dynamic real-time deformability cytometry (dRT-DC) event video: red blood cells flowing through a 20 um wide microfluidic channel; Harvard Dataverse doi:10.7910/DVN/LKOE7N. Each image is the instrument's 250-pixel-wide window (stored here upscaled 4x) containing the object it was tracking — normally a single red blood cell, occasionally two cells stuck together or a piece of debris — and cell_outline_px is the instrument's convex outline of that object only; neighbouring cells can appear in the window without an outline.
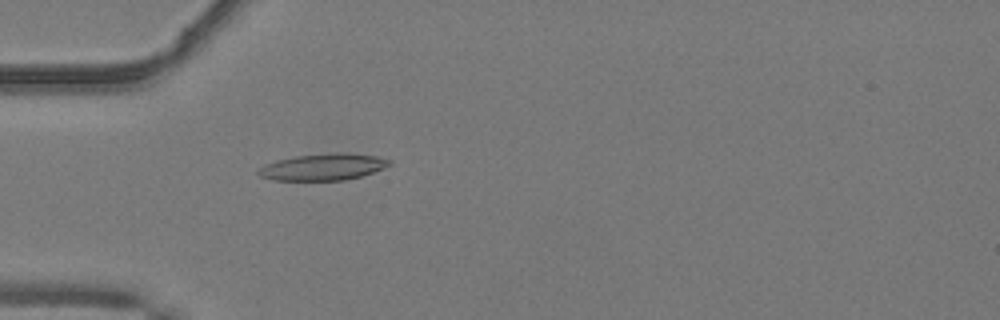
{"species": "common noctule bat (a hibernating species)", "species_latin": "Nyctalus noctula", "temperature_condition": "warm", "stored_images_in_passage": 52, "camera_frame_rate_fps": 3000, "um_per_image_px": 0.085, "animal": {"sex": "male", "body_mass_g": 19.2, "forearm_length_mm": 51.8}, "frame": {"image": 1, "passage_image": 17, "time_ms": 5.333, "image_size_px": [1000, 320], "cell_outline_px": [[392, 164], [384, 168], [360, 176], [344, 180], [276, 180], [260, 176], [256, 172], [264, 164], [276, 160], [296, 156], [336, 152], [348, 152], [376, 156], [392, 160]], "centroid_in_image_um": [27.48, 14.18], "position_along_channel_um": 57.5, "area_um2": 20.35}}
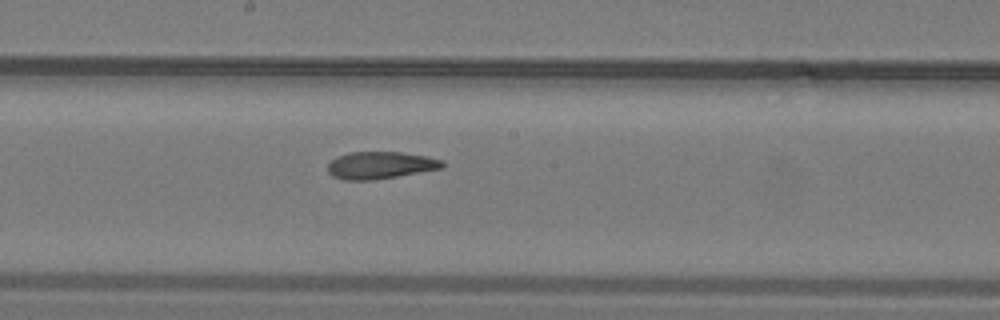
{"frame": {"image": 2, "passage_image": 29, "time_ms": 9.333, "image_size_px": [1000, 320], "cell_outline_px": [[444, 168], [372, 180], [344, 180], [332, 176], [328, 172], [328, 164], [336, 156], [348, 152], [400, 152], [428, 156], [444, 160]], "centroid_in_image_um": [32.33, 14.04], "position_along_channel_um": 215.9, "area_um2": 18.26}}
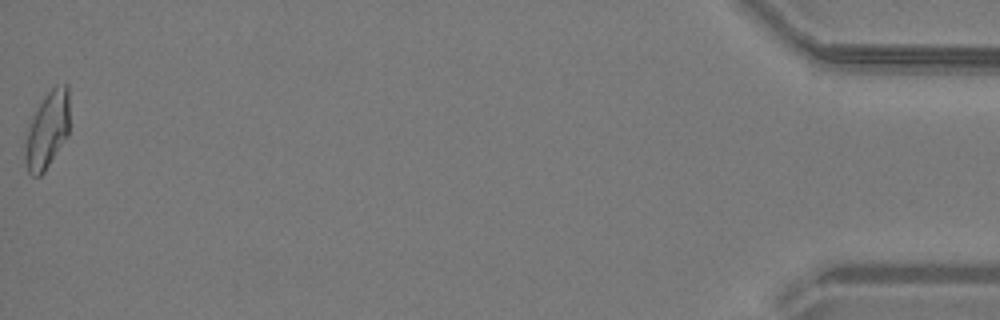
{"frame": {"image": 3, "passage_image": 52, "time_ms": 17.0, "image_size_px": [1000, 320], "cell_outline_px": [[68, 136], [44, 172], [40, 176], [32, 176], [28, 172], [24, 160], [24, 144], [32, 116], [44, 96], [56, 84], [68, 84]], "centroid_in_image_um": [4.0, 11.07], "position_along_channel_um": 431.2, "area_um2": 19.94}, "authors_computed_cell_mechanics": {"area_um2": 19.1029, "velocity_mm_per_s": 4.0988, "shape_relaxation_time_tau1_ms": 6.7164, "shape_relaxation_time_tau2_ms": 4.3623, "deformation_change_tau1": 0.2077, "deformation_change_tau2": 0.1114}}